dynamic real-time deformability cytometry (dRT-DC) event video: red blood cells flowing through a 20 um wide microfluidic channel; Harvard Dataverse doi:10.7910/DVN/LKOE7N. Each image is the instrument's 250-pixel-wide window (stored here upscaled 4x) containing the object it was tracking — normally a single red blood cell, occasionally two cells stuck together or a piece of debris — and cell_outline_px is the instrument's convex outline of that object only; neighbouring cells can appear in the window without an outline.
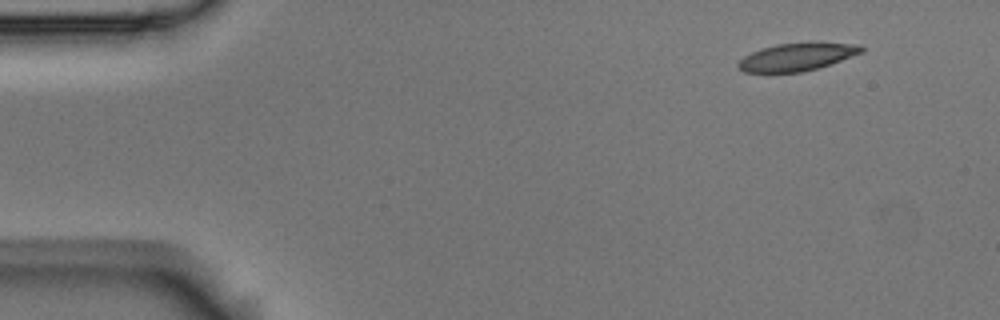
{"species": "Egyptian fruit bat (a non-hibernating species)", "species_latin": "Rousettus aegyptiacus", "temperature_condition": "room temperature", "stored_images_in_passage": 3, "camera_frame_rate_fps": 3000, "um_per_image_px": 0.085, "animal": {"sex": "male"}, "frame": {"image": 1, "passage_image": 1, "time_ms": 0.0, "image_size_px": [1000, 320], "cell_outline_px": [[864, 52], [816, 68], [800, 72], [744, 72], [736, 64], [744, 56], [752, 52], [776, 44], [860, 44], [864, 48]], "centroid_in_image_um": [67.7, 4.86], "position_along_channel_um": 17.3, "area_um2": 19.02}}